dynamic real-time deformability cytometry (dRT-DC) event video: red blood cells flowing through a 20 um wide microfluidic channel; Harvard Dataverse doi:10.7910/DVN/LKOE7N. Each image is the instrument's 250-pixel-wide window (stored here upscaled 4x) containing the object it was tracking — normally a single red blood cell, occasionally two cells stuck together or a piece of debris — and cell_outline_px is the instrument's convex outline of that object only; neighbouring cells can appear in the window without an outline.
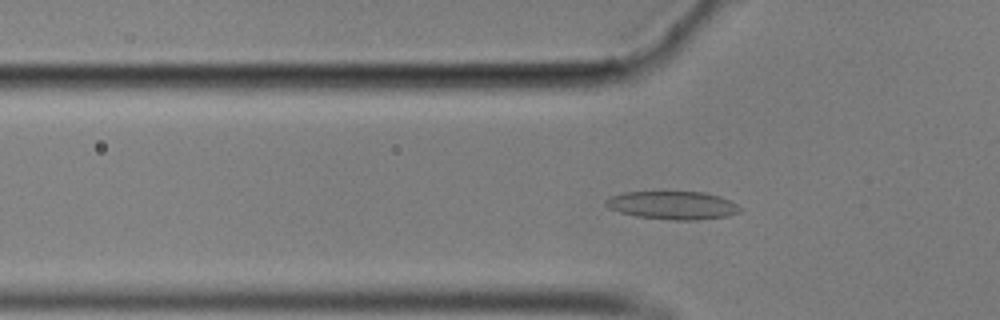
{"species": "common noctule bat (a hibernating species)", "species_latin": "Nyctalus noctula", "temperature_condition": "cold", "stored_images_in_passage": 56, "camera_frame_rate_fps": 3000, "um_per_image_px": 0.085, "animal": {"sex": "male", "body_mass_g": 17.9}, "frame": {"image": 1, "passage_image": 18, "time_ms": 5.667, "image_size_px": [1000, 320], "cell_outline_px": [[744, 208], [740, 212], [728, 216], [696, 220], [672, 220], [636, 216], [620, 212], [608, 208], [604, 204], [604, 200], [612, 196], [624, 192], [704, 192], [720, 196]], "centroid_in_image_um": [57.19, 17.45], "position_along_channel_um": 68.6, "area_um2": 22.08}}
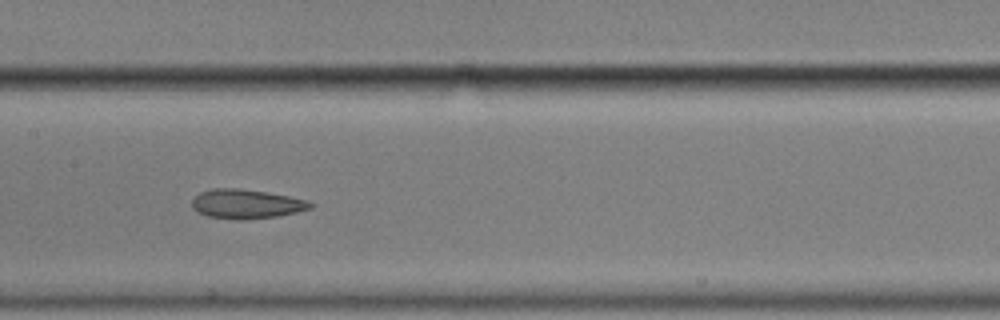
{"frame": {"image": 2, "passage_image": 28, "time_ms": 9.0, "image_size_px": [1000, 320], "cell_outline_px": [[312, 208], [296, 212], [276, 216], [244, 220], [240, 220], [208, 216], [192, 208], [192, 200], [200, 192], [212, 188], [240, 188], [288, 196], [308, 200], [312, 204]], "centroid_in_image_um": [20.92, 17.33], "position_along_channel_um": 186.5, "area_um2": 20.0}}
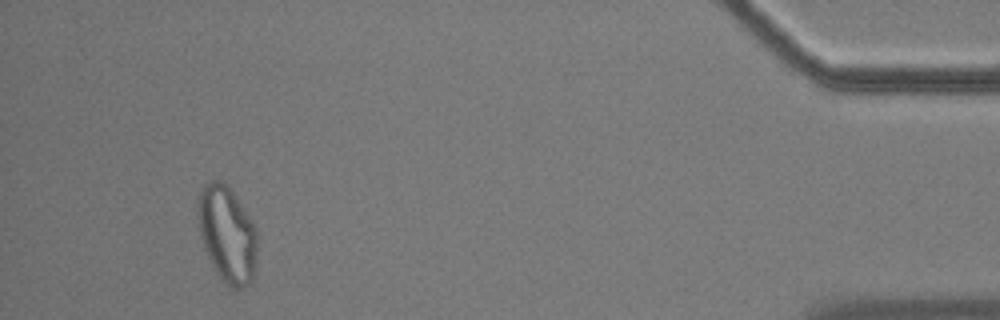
{"frame": {"image": 3, "passage_image": 53, "time_ms": 17.333, "image_size_px": [1000, 320], "cell_outline_px": [[256, 264], [252, 280], [248, 284], [240, 288], [232, 288], [216, 272], [204, 248], [200, 236], [196, 216], [196, 212], [200, 192], [204, 184], [208, 180], [224, 180], [256, 228]], "centroid_in_image_um": [19.28, 19.88], "position_along_channel_um": 415.9, "area_um2": 33.12}, "authors_computed_cell_mechanics": {"area_um2": 21.5016, "velocity_mm_per_s": 3.5257, "shape_relaxation_time_tau1_ms": null, "shape_relaxation_time_tau2_ms": 3.0463, "deformation_change_tau1": null, "deformation_change_tau2": 0.0931}}